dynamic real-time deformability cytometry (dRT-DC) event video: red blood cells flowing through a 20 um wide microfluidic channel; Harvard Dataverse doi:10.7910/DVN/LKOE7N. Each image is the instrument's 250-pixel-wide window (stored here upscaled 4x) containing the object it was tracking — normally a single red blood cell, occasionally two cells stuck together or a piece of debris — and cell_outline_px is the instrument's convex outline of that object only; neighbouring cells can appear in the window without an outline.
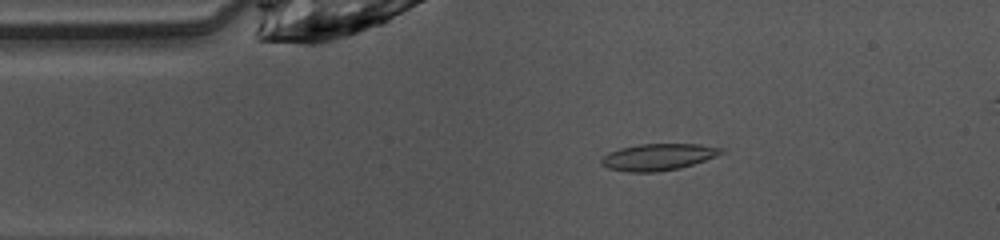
{"species": "common noctule bat (a hibernating species)", "species_latin": "Nyctalus noctula", "temperature_condition": "warm", "stored_images_in_passage": 45, "camera_frame_rate_fps": 3000, "um_per_image_px": 0.085, "animal": {"sex": "female", "body_mass_g": 10.0, "forearm_length_mm": 53.1}, "frame": {"image": 1, "passage_image": 6, "time_ms": 1.667, "image_size_px": [1000, 240], "cell_outline_px": [[724, 152], [716, 156], [680, 168], [656, 172], [628, 172], [608, 168], [600, 164], [600, 160], [608, 152], [620, 148], [640, 144], [700, 144], [724, 148]], "centroid_in_image_um": [55.92, 13.34], "position_along_channel_um": 29.1, "area_um2": 18.61}}
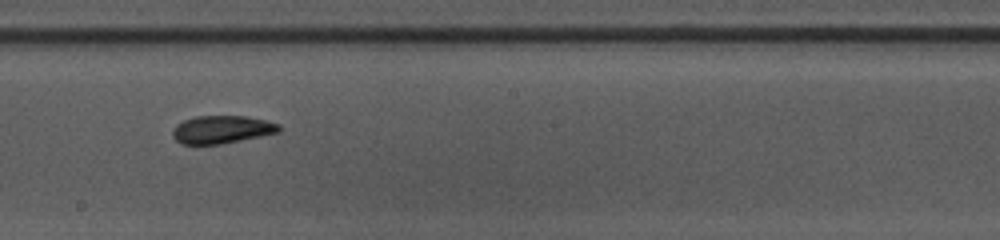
{"frame": {"image": 2, "passage_image": 23, "time_ms": 7.333, "image_size_px": [1000, 240], "cell_outline_px": [[280, 132], [220, 144], [180, 144], [172, 136], [172, 132], [176, 124], [184, 120], [196, 116], [244, 116], [264, 120], [280, 124]], "centroid_in_image_um": [18.83, 11.01], "position_along_channel_um": 229.4, "area_um2": 17.17}}
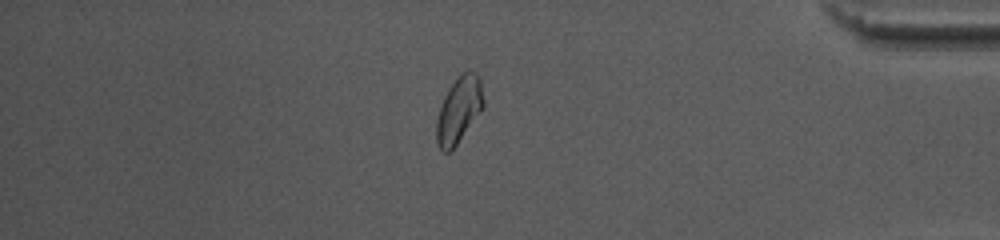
{"frame": {"image": 3, "passage_image": 38, "time_ms": 12.333, "image_size_px": [1000, 240], "cell_outline_px": [[484, 108], [456, 144], [448, 152], [444, 152], [440, 148], [436, 140], [436, 120], [440, 104], [448, 88], [456, 76], [468, 68], [480, 76], [484, 100]], "centroid_in_image_um": [39.01, 9.26], "position_along_channel_um": 396.2, "area_um2": 18.38}, "authors_computed_cell_mechanics": {"area_um2": 17.7446, "velocity_mm_per_s": 4.0771, "shape_relaxation_time_tau1_ms": 5.9381, "shape_relaxation_time_tau2_ms": 2.0786, "deformation_change_tau1": 0.1381, "deformation_change_tau2": 0.0717}}